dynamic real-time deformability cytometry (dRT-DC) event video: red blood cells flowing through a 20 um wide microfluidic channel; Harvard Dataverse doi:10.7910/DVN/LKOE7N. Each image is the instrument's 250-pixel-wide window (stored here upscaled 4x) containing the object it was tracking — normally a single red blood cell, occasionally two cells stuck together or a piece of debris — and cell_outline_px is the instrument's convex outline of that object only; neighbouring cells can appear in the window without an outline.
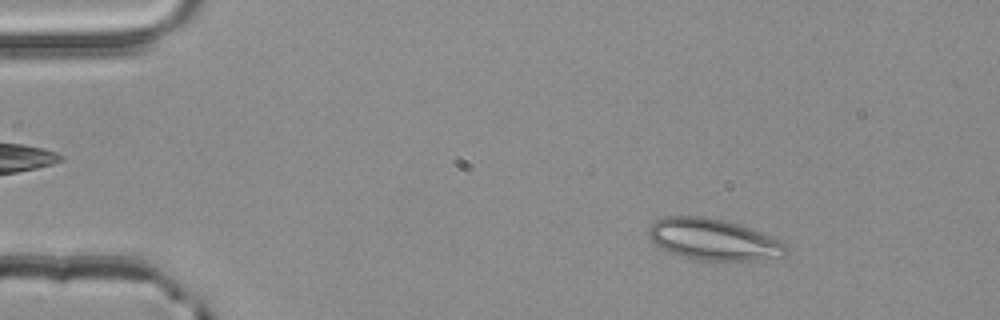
{"species": "common noctule bat (a hibernating species)", "species_latin": "Nyctalus noctula", "temperature_condition": "room temperature", "stored_images_in_passage": 52, "camera_frame_rate_fps": 3000, "um_per_image_px": 0.085, "animal": {"sex": "male", "body_mass_g": 20.4}, "frame": {"image": 1, "passage_image": 7, "time_ms": 2.0, "image_size_px": [1000, 320], "cell_outline_px": [[788, 252], [784, 256], [764, 260], [692, 260], [680, 256], [660, 248], [652, 244], [648, 236], [648, 228], [656, 220], [664, 216], [704, 216], [724, 220], [760, 232], [788, 244]], "centroid_in_image_um": [60.61, 20.37], "position_along_channel_um": 24.4, "area_um2": 33.41}}
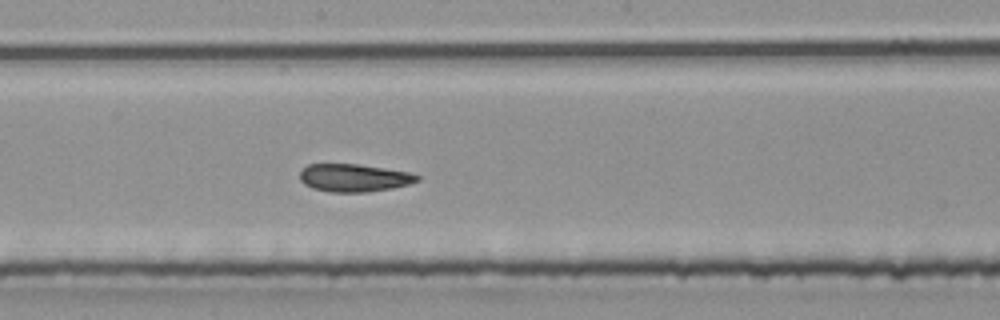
{"frame": {"image": 2, "passage_image": 28, "time_ms": 9.0, "image_size_px": [1000, 320], "cell_outline_px": [[420, 180], [408, 184], [392, 188], [368, 192], [328, 192], [312, 188], [304, 184], [300, 180], [300, 172], [308, 164], [360, 164], [408, 172], [420, 176]], "centroid_in_image_um": [30.08, 15.12], "position_along_channel_um": 218.1, "area_um2": 19.02}}
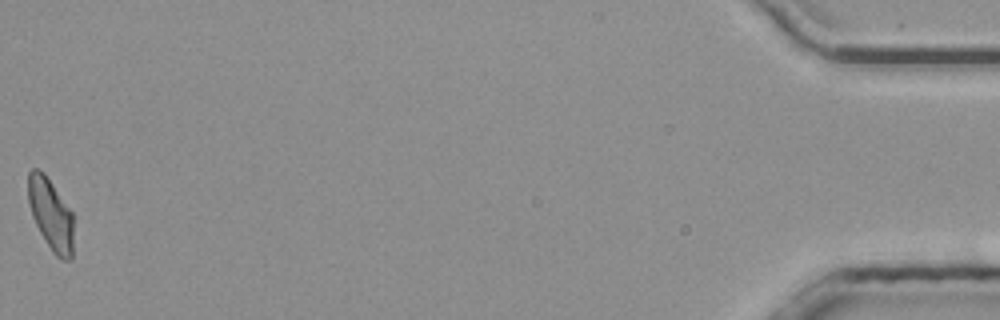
{"frame": {"image": 3, "passage_image": 52, "time_ms": 17.0, "image_size_px": [1000, 320], "cell_outline_px": [[72, 260], [60, 260], [52, 252], [40, 232], [32, 216], [28, 200], [28, 172], [32, 168], [40, 168], [44, 172], [72, 212]], "centroid_in_image_um": [4.3, 18.2], "position_along_channel_um": 430.9, "area_um2": 18.9}, "authors_computed_cell_mechanics": {"area_um2": 19.7676, "velocity_mm_per_s": 3.9508, "shape_relaxation_time_tau1_ms": null, "shape_relaxation_time_tau2_ms": 2.9446, "deformation_change_tau1": null, "deformation_change_tau2": 0.0845}}